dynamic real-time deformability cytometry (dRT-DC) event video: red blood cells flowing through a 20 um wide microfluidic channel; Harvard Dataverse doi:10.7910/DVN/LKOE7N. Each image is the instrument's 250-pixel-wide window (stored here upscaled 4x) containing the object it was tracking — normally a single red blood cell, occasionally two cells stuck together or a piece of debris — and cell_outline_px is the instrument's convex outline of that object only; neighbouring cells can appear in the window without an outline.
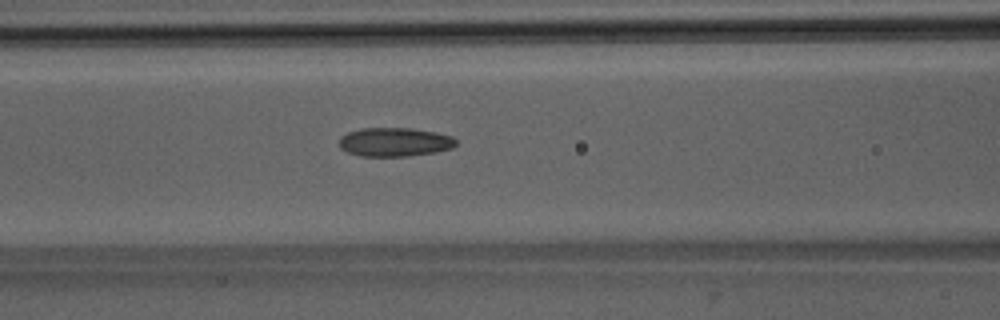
{"species": "Egyptian fruit bat (a non-hibernating species)", "species_latin": "Rousettus aegyptiacus", "temperature_condition": "room temperature", "stored_images_in_passage": 26, "camera_frame_rate_fps": 3000, "um_per_image_px": 0.085, "animal": {"sex": "male"}, "frame": {"image": 1, "passage_image": 11, "time_ms": 3.333, "image_size_px": [1000, 320], "cell_outline_px": [[456, 144], [452, 148], [436, 152], [408, 156], [360, 156], [348, 152], [340, 148], [340, 136], [348, 132], [360, 128], [412, 128], [436, 132], [452, 136], [456, 140]], "centroid_in_image_um": [33.55, 12.07], "position_along_channel_um": 133.1, "area_um2": 19.71}}